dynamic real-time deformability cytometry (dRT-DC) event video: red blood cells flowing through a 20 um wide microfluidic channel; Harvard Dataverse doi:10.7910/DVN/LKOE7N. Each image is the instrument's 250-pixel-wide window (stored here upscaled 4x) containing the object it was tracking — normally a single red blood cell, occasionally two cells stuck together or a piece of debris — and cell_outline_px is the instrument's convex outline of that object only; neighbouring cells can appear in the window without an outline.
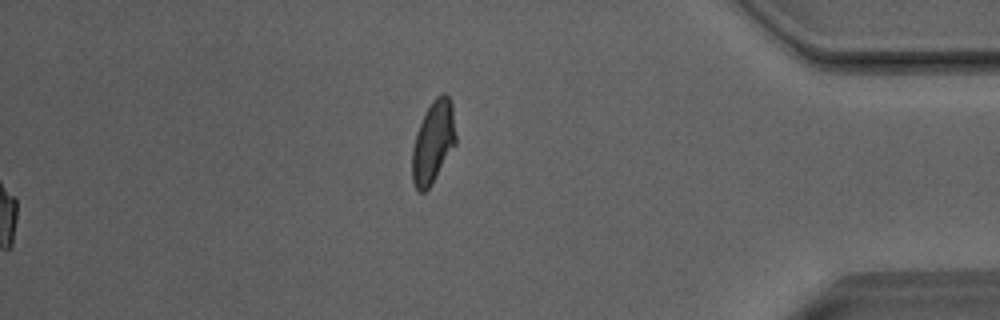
{"species": "Egyptian fruit bat (a non-hibernating species)", "species_latin": "Rousettus aegyptiacus", "temperature_condition": "room temperature", "stored_images_in_passage": 51, "segment_of_instrument_passage": [2, 2], "camera_frame_rate_fps": 3000, "um_per_image_px": 0.085, "animal": {"sex": "male"}, "frame": {"image": 1, "passage_image": 51, "time_ms": 16.667, "image_size_px": [1000, 320], "cell_outline_px": [[456, 144], [432, 184], [424, 192], [416, 192], [412, 180], [412, 148], [416, 132], [424, 112], [432, 100], [440, 92], [444, 92], [452, 100], [456, 136]], "centroid_in_image_um": [36.82, 12.05], "position_along_channel_um": 398.4, "area_um2": 21.39}}